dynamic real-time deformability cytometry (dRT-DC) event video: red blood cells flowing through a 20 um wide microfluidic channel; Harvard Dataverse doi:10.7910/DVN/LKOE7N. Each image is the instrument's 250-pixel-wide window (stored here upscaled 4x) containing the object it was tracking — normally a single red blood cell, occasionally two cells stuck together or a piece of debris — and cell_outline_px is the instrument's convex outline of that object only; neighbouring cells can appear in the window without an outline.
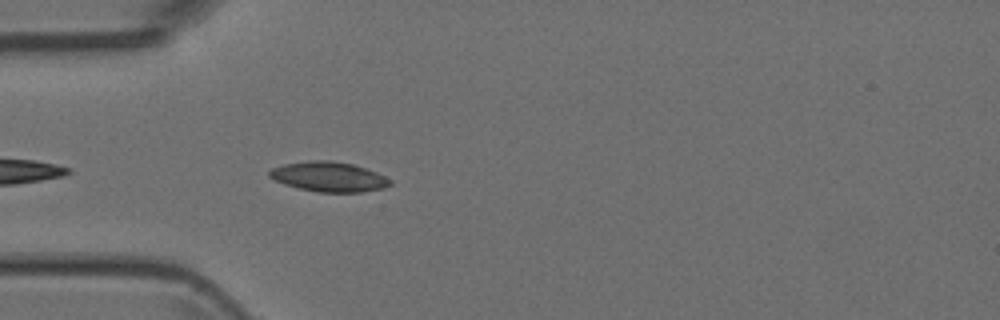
{"species": "Egyptian fruit bat (a non-hibernating species)", "species_latin": "Rousettus aegyptiacus", "temperature_condition": "room temperature", "stored_images_in_passage": 14, "camera_frame_rate_fps": 3000, "um_per_image_px": 0.085, "animal": {"sex": "female"}, "frame": {"image": 1, "passage_image": 3, "time_ms": 0.667, "image_size_px": [1000, 320], "cell_outline_px": [[392, 184], [384, 188], [360, 192], [316, 192], [284, 184], [268, 176], [268, 172], [272, 168], [284, 164], [308, 160], [332, 160], [352, 164], [376, 172], [392, 180]], "centroid_in_image_um": [27.95, 15.02], "position_along_channel_um": 57.1, "area_um2": 20.98}}